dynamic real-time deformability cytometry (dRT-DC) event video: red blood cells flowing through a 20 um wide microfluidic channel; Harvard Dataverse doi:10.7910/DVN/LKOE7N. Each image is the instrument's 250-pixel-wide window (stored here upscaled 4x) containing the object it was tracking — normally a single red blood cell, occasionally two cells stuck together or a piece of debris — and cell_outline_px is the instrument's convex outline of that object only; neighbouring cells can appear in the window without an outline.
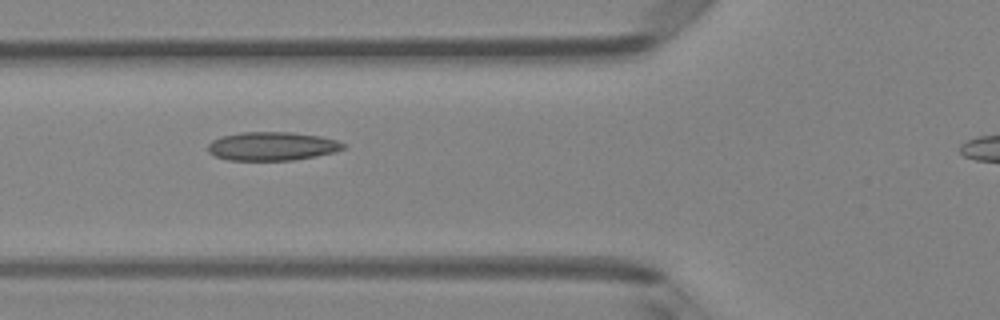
{"species": "Egyptian fruit bat (a non-hibernating species)", "species_latin": "Rousettus aegyptiacus", "temperature_condition": "room temperature", "stored_images_in_passage": 4, "segment_of_instrument_passage": [1, 2], "camera_frame_rate_fps": 3000, "um_per_image_px": 0.085, "animal": {"sex": "female"}, "frame": {"image": 1, "passage_image": 2, "time_ms": 0.333, "image_size_px": [1000, 320], "cell_outline_px": [[348, 144], [344, 148], [336, 152], [316, 156], [292, 160], [228, 160], [216, 156], [208, 152], [208, 144], [212, 140], [220, 136], [240, 132], [292, 132], [320, 136], [336, 140]], "centroid_in_image_um": [23.14, 12.42], "position_along_channel_um": 102.7, "area_um2": 22.72}}
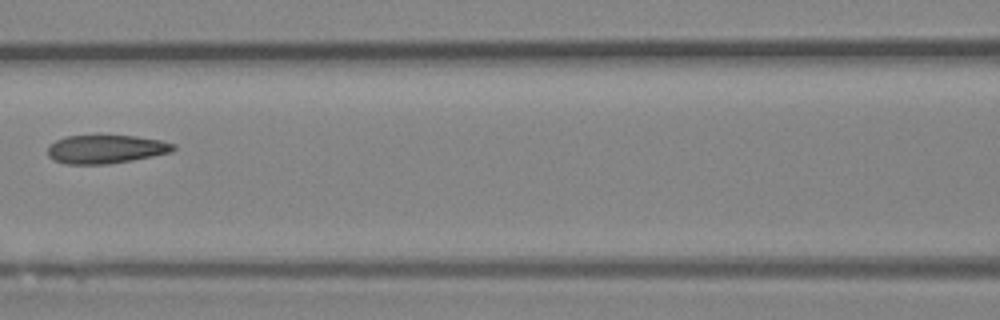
{"frame": {"image": 2, "passage_image": 3, "time_ms": 0.667, "image_size_px": [1000, 320], "cell_outline_px": [[176, 148], [172, 152], [132, 160], [108, 164], [68, 164], [56, 160], [48, 156], [48, 148], [56, 140], [64, 136], [136, 136], [160, 140], [176, 144]], "centroid_in_image_um": [9.03, 12.68], "position_along_channel_um": 157.6, "area_um2": 20.69}}